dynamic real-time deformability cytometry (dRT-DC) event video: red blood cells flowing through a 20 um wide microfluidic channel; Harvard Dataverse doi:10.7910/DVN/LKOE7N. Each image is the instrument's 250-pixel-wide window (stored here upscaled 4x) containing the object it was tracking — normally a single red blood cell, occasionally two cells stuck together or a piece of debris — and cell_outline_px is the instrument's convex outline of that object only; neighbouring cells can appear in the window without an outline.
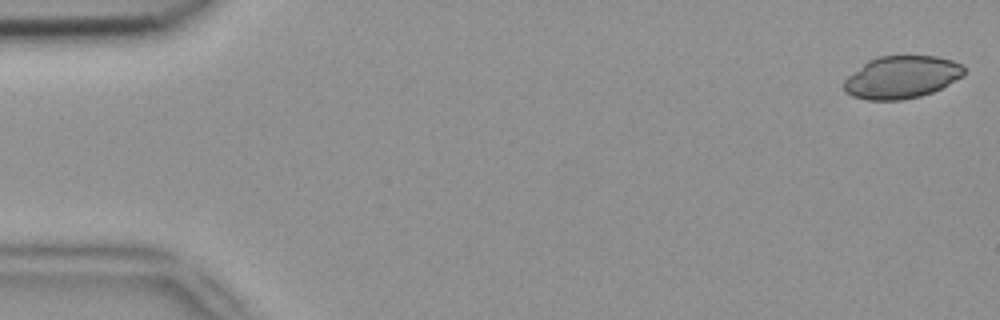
{"species": "common noctule bat (a hibernating species)", "species_latin": "Nyctalus noctula", "temperature_condition": "room temperature", "stored_images_in_passage": 48, "camera_frame_rate_fps": 3000, "um_per_image_px": 0.085, "animal": {"sex": "female", "body_mass_g": 18.4}, "frame": {"image": 1, "passage_image": 1, "time_ms": 0.0, "image_size_px": [1000, 320], "cell_outline_px": [[964, 76], [932, 92], [920, 96], [900, 100], [868, 100], [852, 96], [844, 92], [844, 80], [848, 76], [868, 60], [880, 56], [936, 56], [952, 60], [964, 64]], "centroid_in_image_um": [76.64, 6.56], "position_along_channel_um": 8.4, "area_um2": 29.77}}